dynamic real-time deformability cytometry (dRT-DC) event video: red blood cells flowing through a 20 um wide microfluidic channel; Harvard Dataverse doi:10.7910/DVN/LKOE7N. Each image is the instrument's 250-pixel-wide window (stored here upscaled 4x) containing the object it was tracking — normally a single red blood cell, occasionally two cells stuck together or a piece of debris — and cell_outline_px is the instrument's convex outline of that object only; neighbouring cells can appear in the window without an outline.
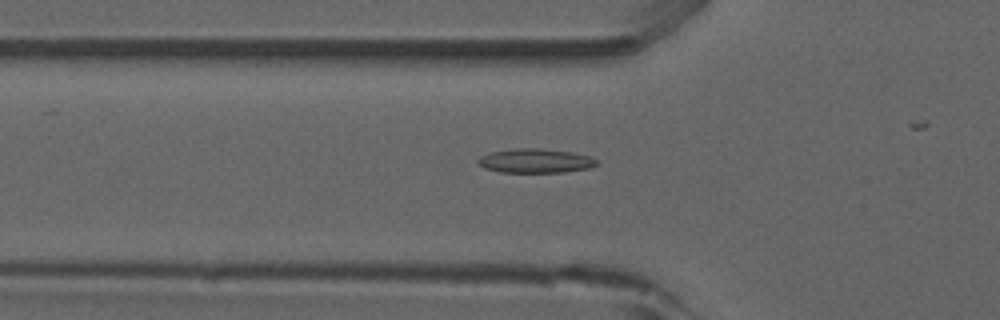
{"species": "common noctule bat (a hibernating species)", "species_latin": "Nyctalus noctula", "temperature_condition": "room temperature", "stored_images_in_passage": 22, "camera_frame_rate_fps": 3000, "um_per_image_px": 0.085, "animal": {"sex": "male", "forearm_length_mm": 52.5}, "frame": {"image": 1, "passage_image": 18, "time_ms": 5.667, "image_size_px": [1000, 320], "cell_outline_px": [[600, 164], [588, 168], [564, 172], [500, 172], [484, 168], [476, 160], [480, 156], [488, 152], [516, 148], [540, 148], [572, 152], [592, 156]], "centroid_in_image_um": [45.51, 13.66], "position_along_channel_um": 80.3, "area_um2": 16.88}}
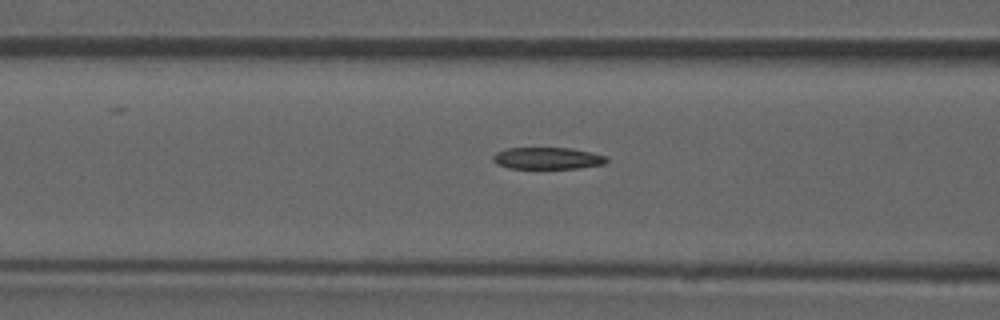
{"frame": {"image": 2, "passage_image": 21, "time_ms": 6.667, "image_size_px": [1000, 320], "cell_outline_px": [[608, 160], [604, 164], [580, 168], [508, 168], [496, 164], [492, 160], [492, 156], [496, 152], [508, 148], [572, 148], [592, 152], [608, 156]], "centroid_in_image_um": [46.55, 13.45], "position_along_channel_um": 120.1, "area_um2": 14.57}}